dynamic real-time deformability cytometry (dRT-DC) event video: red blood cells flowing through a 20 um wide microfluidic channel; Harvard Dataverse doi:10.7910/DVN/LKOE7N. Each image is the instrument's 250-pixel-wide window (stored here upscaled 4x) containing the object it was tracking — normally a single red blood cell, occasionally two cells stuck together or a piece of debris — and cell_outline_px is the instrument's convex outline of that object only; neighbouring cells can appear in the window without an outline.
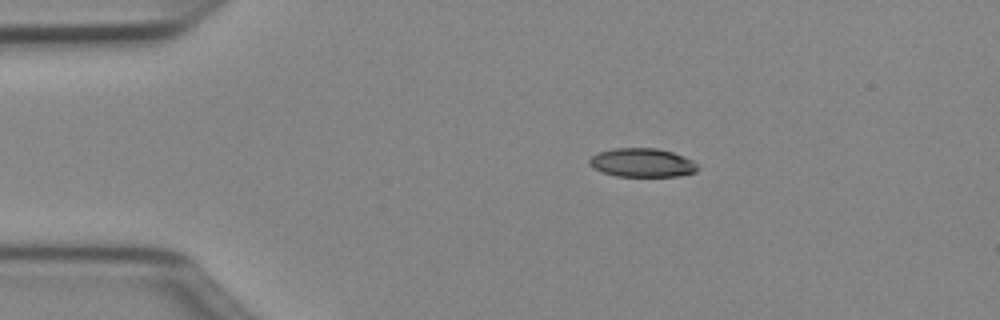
{"species": "Egyptian fruit bat (a non-hibernating species)", "species_latin": "Rousettus aegyptiacus", "temperature_condition": "cold", "stored_images_in_passage": 42, "camera_frame_rate_fps": 3000, "um_per_image_px": 0.085, "animal": {"sex": "female"}, "frame": {"image": 1, "passage_image": 1, "time_ms": 0.0, "image_size_px": [1000, 320], "cell_outline_px": [[700, 168], [696, 172], [680, 176], [616, 176], [600, 172], [592, 168], [588, 164], [588, 160], [596, 152], [616, 148], [656, 148], [672, 152], [684, 156], [692, 160]], "centroid_in_image_um": [54.56, 13.83], "position_along_channel_um": 30.4, "area_um2": 18.38}}
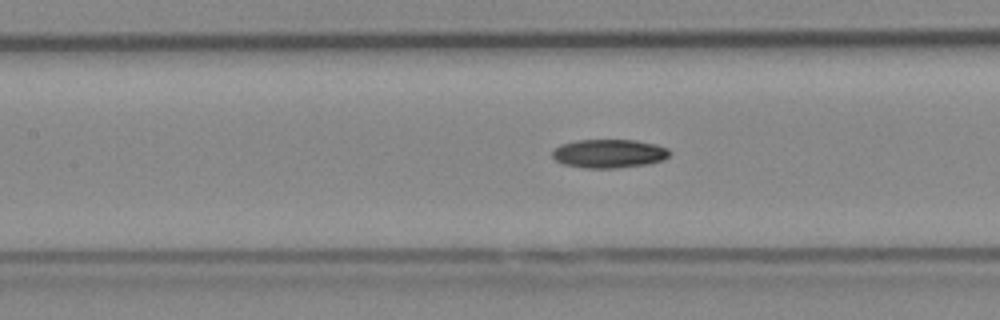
{"frame": {"image": 2, "passage_image": 14, "time_ms": 4.333, "image_size_px": [1000, 320], "cell_outline_px": [[672, 152], [664, 160], [648, 164], [616, 168], [584, 168], [564, 164], [556, 160], [552, 156], [552, 152], [560, 144], [576, 140], [636, 140], [656, 144], [668, 148]], "centroid_in_image_um": [51.8, 13.05], "position_along_channel_um": 155.6, "area_um2": 19.71}}
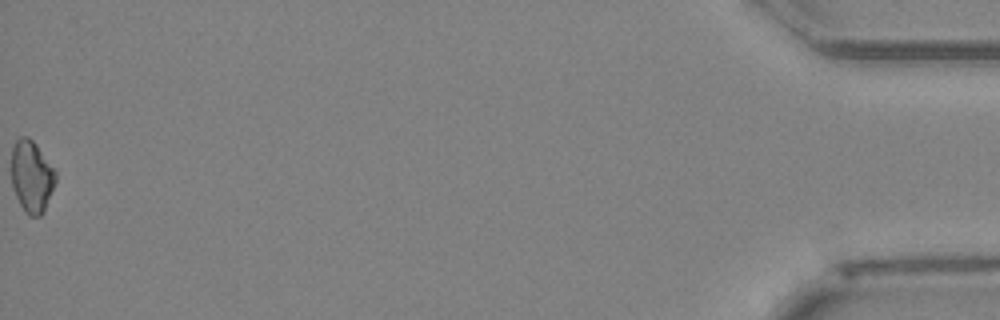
{"frame": {"image": 3, "passage_image": 42, "time_ms": 13.667, "image_size_px": [1000, 320], "cell_outline_px": [[56, 180], [44, 212], [40, 216], [28, 216], [24, 212], [16, 196], [12, 184], [12, 144], [20, 136], [28, 136], [36, 144], [56, 172]], "centroid_in_image_um": [2.68, 15.0], "position_along_channel_um": 432.5, "area_um2": 18.5}}